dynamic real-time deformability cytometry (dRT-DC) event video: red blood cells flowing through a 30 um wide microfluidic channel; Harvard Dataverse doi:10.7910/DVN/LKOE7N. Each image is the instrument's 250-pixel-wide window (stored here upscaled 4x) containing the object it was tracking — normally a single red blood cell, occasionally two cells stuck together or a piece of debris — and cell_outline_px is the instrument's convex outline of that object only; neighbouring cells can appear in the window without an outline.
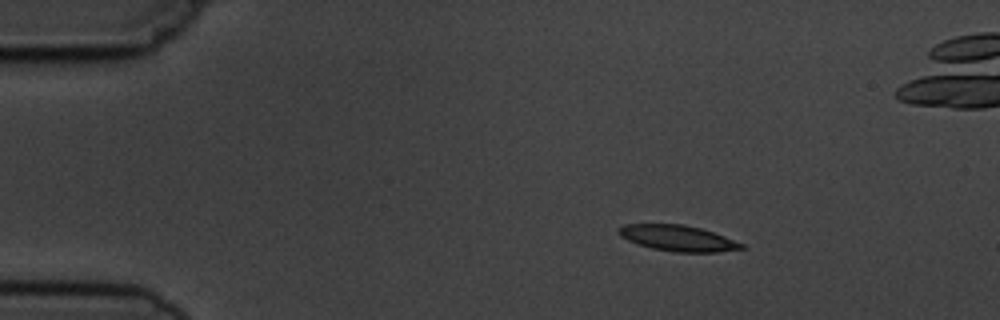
{"species": "common noctule bat (a hibernating species)", "species_latin": "Nyctalus noctula", "temperature_condition": "cold", "stored_images_in_passage": 5, "camera_frame_rate_fps": 3000, "um_per_image_px": 0.085, "animal": {"sex": "male", "body_mass_g": 19.5, "forearm_length_mm": 54.6}, "frame": {"image": 1, "passage_image": 2, "time_ms": 1.333, "image_size_px": [1000, 320], "cell_outline_px": [[744, 248], [716, 252], [676, 252], [652, 248], [636, 244], [620, 236], [616, 232], [616, 228], [624, 224], [684, 224], [700, 228], [724, 236], [744, 244]], "centroid_in_image_um": [57.55, 20.23], "position_along_channel_um": 27.4, "area_um2": 18.5}}